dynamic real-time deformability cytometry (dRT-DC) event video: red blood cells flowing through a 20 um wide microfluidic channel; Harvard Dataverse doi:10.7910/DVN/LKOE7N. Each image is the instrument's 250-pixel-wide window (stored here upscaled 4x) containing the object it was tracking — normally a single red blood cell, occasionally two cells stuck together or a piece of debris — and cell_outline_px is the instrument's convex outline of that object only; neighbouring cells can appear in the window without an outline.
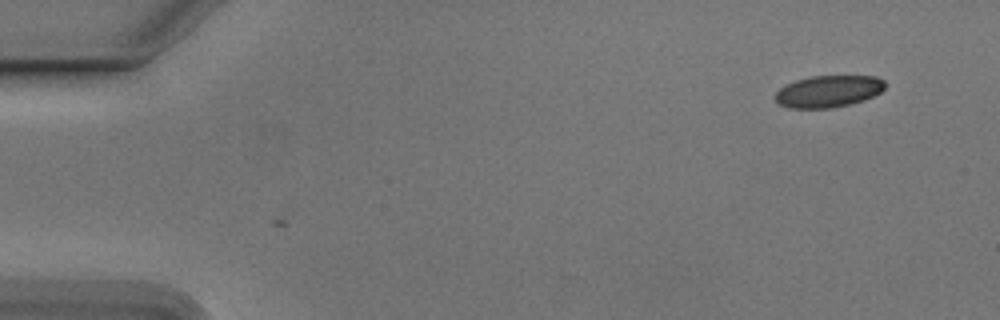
{"species": "Egyptian fruit bat (a non-hibernating species)", "species_latin": "Rousettus aegyptiacus", "temperature_condition": "cold", "stored_images_in_passage": 8, "camera_frame_rate_fps": 3000, "um_per_image_px": 0.085, "animal": {"sex": "male"}, "frame": {"image": 1, "passage_image": 8, "time_ms": 2.333, "image_size_px": [1000, 320], "cell_outline_px": [[884, 88], [880, 92], [864, 100], [848, 104], [828, 108], [788, 108], [776, 104], [776, 92], [780, 88], [796, 80], [812, 76], [876, 76], [884, 80]], "centroid_in_image_um": [70.39, 7.76], "position_along_channel_um": 14.6, "area_um2": 20.23}}